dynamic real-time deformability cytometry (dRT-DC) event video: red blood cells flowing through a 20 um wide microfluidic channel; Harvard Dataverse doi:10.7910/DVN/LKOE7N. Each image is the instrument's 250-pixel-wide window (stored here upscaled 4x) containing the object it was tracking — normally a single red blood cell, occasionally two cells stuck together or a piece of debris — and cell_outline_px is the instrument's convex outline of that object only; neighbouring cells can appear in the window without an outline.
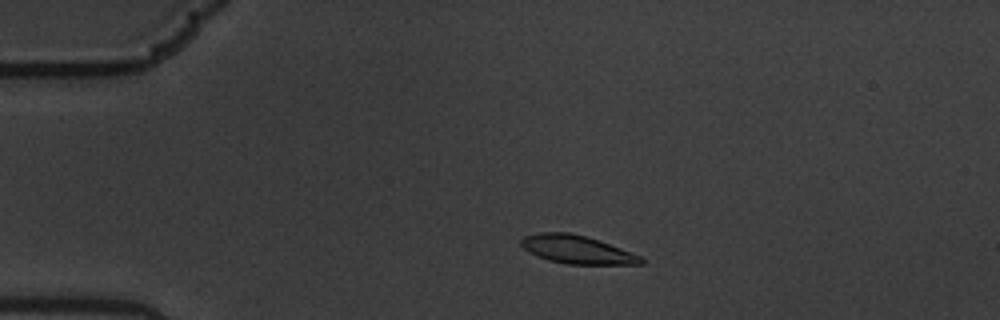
{"species": "common noctule bat (a hibernating species)", "species_latin": "Nyctalus noctula", "temperature_condition": "warm", "stored_images_in_passage": 56, "camera_frame_rate_fps": 3000, "um_per_image_px": 0.085, "animal": {"sex": "male", "body_mass_g": 19.5, "forearm_length_mm": 54.6}, "frame": {"image": 1, "passage_image": 9, "time_ms": 2.667, "image_size_px": [1000, 320], "cell_outline_px": [[644, 264], [568, 264], [548, 260], [528, 252], [520, 244], [520, 240], [524, 236], [540, 232], [568, 232], [584, 236], [620, 248], [640, 256], [644, 260]], "centroid_in_image_um": [48.99, 21.21], "position_along_channel_um": 36.0, "area_um2": 19.42}}
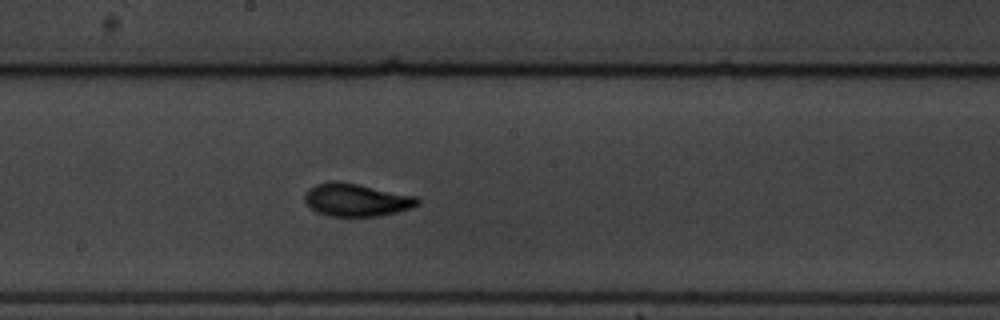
{"frame": {"image": 2, "passage_image": 29, "time_ms": 9.333, "image_size_px": [1000, 320], "cell_outline_px": [[420, 204], [412, 208], [380, 216], [328, 216], [316, 212], [304, 200], [304, 192], [308, 188], [316, 184], [328, 180], [336, 180], [416, 196], [420, 200]], "centroid_in_image_um": [30.26, 16.99], "position_along_channel_um": 217.9, "area_um2": 21.68}}
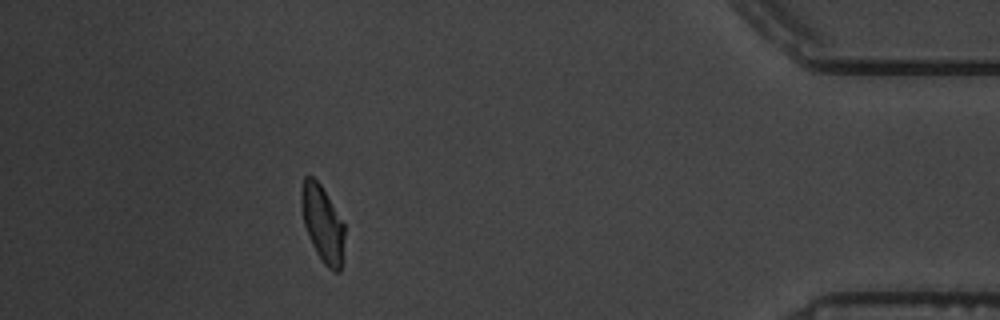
{"frame": {"image": 3, "passage_image": 50, "time_ms": 16.333, "image_size_px": [1000, 320], "cell_outline_px": [[344, 236], [340, 272], [332, 272], [324, 264], [316, 252], [312, 244], [304, 224], [300, 208], [300, 192], [304, 176], [312, 176], [320, 184], [344, 224]], "centroid_in_image_um": [27.38, 19.01], "position_along_channel_um": 407.8, "area_um2": 19.13}, "authors_computed_cell_mechanics": {"area_um2": 20.1433, "velocity_mm_per_s": 3.3796, "shape_relaxation_time_tau1_ms": 4.3114, "shape_relaxation_time_tau2_ms": 2.2022, "deformation_change_tau1": 0.1708, "deformation_change_tau2": 0.0559}}